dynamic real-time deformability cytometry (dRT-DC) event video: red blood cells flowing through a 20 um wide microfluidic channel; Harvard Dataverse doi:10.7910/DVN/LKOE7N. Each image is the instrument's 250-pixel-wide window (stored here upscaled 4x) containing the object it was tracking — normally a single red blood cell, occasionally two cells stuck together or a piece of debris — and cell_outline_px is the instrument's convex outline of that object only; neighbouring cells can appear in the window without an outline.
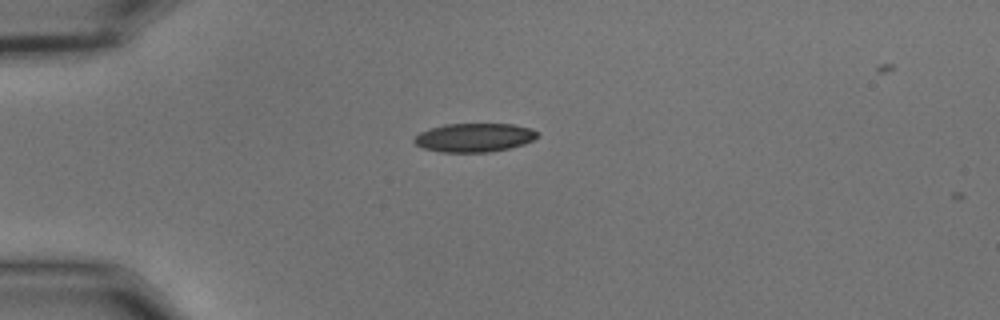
{"species": "common noctule bat (a hibernating species)", "species_latin": "Nyctalus noctula", "temperature_condition": "cold", "stored_images_in_passage": 4, "camera_frame_rate_fps": 3000, "um_per_image_px": 0.085, "animal": {"sex": "male", "body_mass_g": 15.6}, "frame": {"image": 1, "passage_image": 1, "time_ms": 0.0, "image_size_px": [1000, 320], "cell_outline_px": [[536, 136], [532, 140], [524, 144], [508, 148], [488, 152], [440, 152], [424, 148], [416, 144], [412, 140], [420, 132], [444, 124], [512, 124], [532, 128], [536, 132]], "centroid_in_image_um": [40.29, 11.69], "position_along_channel_um": 44.7, "area_um2": 20.4}}